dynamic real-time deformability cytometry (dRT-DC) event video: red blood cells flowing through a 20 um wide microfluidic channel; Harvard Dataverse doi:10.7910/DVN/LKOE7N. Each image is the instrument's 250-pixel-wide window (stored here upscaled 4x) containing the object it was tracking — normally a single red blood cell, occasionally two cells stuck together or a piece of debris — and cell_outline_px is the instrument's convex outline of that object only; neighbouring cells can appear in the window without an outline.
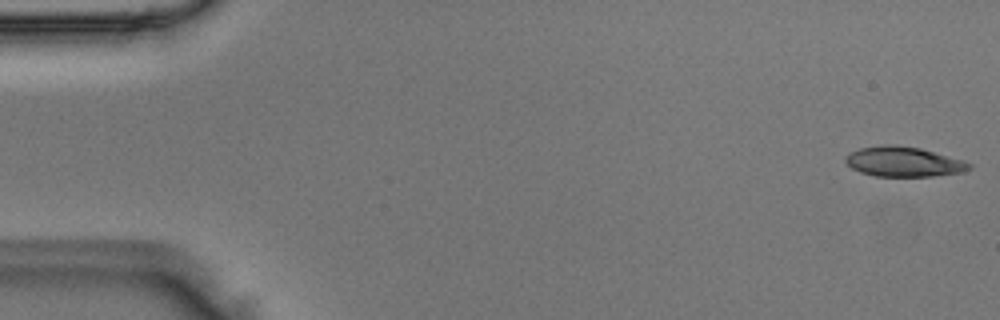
{"species": "Egyptian fruit bat (a non-hibernating species)", "species_latin": "Rousettus aegyptiacus", "temperature_condition": "room temperature", "stored_images_in_passage": 52, "camera_frame_rate_fps": 3000, "um_per_image_px": 0.085, "animal": {"sex": "male"}, "frame": {"image": 1, "passage_image": 1, "time_ms": 0.0, "image_size_px": [1000, 320], "cell_outline_px": [[972, 168], [960, 172], [932, 176], [876, 176], [860, 172], [852, 168], [844, 160], [852, 152], [860, 148], [884, 144], [896, 144], [920, 148], [960, 160], [972, 164]], "centroid_in_image_um": [76.78, 13.74], "position_along_channel_um": 8.2, "area_um2": 21.21}}
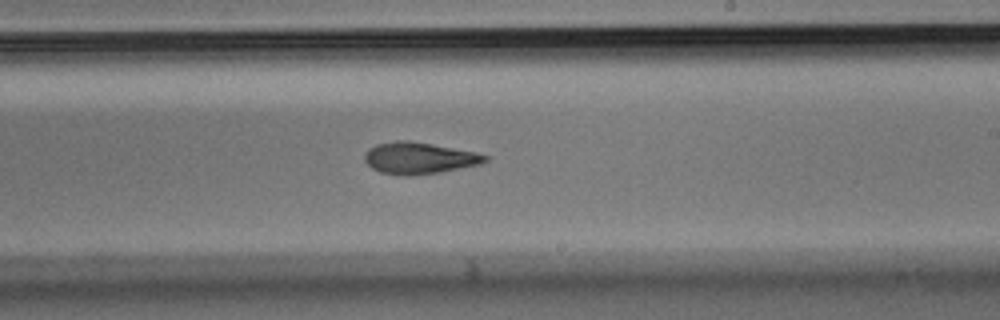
{"frame": {"image": 2, "passage_image": 30, "time_ms": 9.667, "image_size_px": [1000, 320], "cell_outline_px": [[488, 160], [480, 164], [440, 172], [408, 176], [400, 176], [380, 172], [372, 168], [364, 160], [364, 152], [368, 148], [376, 144], [396, 140], [408, 140], [432, 144], [476, 152], [488, 156]], "centroid_in_image_um": [35.58, 13.43], "position_along_channel_um": 253.4, "area_um2": 22.31}}
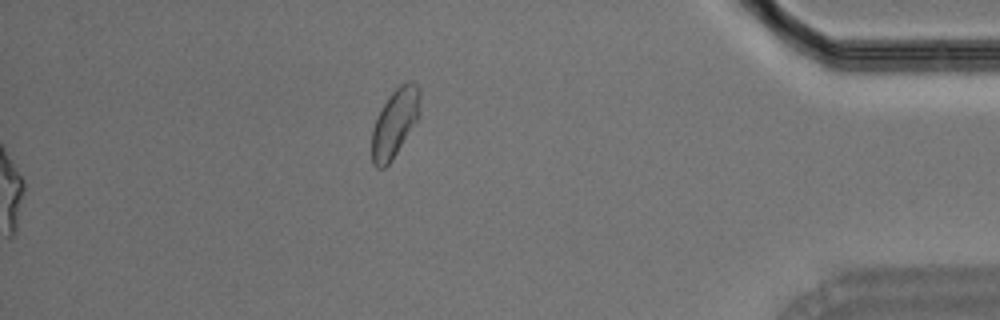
{"frame": {"image": 3, "passage_image": 52, "time_ms": 17.0, "image_size_px": [1000, 320], "cell_outline_px": [[420, 116], [392, 160], [384, 168], [376, 168], [372, 164], [372, 128], [376, 116], [392, 92], [400, 84], [408, 80], [412, 80], [420, 88]], "centroid_in_image_um": [33.57, 10.43], "position_along_channel_um": 401.6, "area_um2": 19.36}}